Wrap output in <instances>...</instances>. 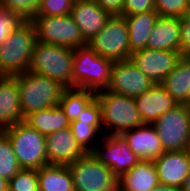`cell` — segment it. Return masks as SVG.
<instances>
[{
	"label": "cell",
	"mask_w": 190,
	"mask_h": 191,
	"mask_svg": "<svg viewBox=\"0 0 190 191\" xmlns=\"http://www.w3.org/2000/svg\"><path fill=\"white\" fill-rule=\"evenodd\" d=\"M70 15L80 28L82 38L87 44L101 31L112 16L93 0L74 1Z\"/></svg>",
	"instance_id": "2e32d148"
},
{
	"label": "cell",
	"mask_w": 190,
	"mask_h": 191,
	"mask_svg": "<svg viewBox=\"0 0 190 191\" xmlns=\"http://www.w3.org/2000/svg\"><path fill=\"white\" fill-rule=\"evenodd\" d=\"M183 54L179 51L152 50L145 48L130 55V61L140 69L153 84H161L172 72Z\"/></svg>",
	"instance_id": "4fadbf2b"
},
{
	"label": "cell",
	"mask_w": 190,
	"mask_h": 191,
	"mask_svg": "<svg viewBox=\"0 0 190 191\" xmlns=\"http://www.w3.org/2000/svg\"><path fill=\"white\" fill-rule=\"evenodd\" d=\"M26 20L21 14L0 6V46L12 31L17 29Z\"/></svg>",
	"instance_id": "f546056e"
},
{
	"label": "cell",
	"mask_w": 190,
	"mask_h": 191,
	"mask_svg": "<svg viewBox=\"0 0 190 191\" xmlns=\"http://www.w3.org/2000/svg\"><path fill=\"white\" fill-rule=\"evenodd\" d=\"M24 122L45 136L67 128L71 123L60 105L32 112L24 118Z\"/></svg>",
	"instance_id": "cb8c5ba5"
},
{
	"label": "cell",
	"mask_w": 190,
	"mask_h": 191,
	"mask_svg": "<svg viewBox=\"0 0 190 191\" xmlns=\"http://www.w3.org/2000/svg\"><path fill=\"white\" fill-rule=\"evenodd\" d=\"M188 6L190 7V0H186Z\"/></svg>",
	"instance_id": "b9f144b4"
},
{
	"label": "cell",
	"mask_w": 190,
	"mask_h": 191,
	"mask_svg": "<svg viewBox=\"0 0 190 191\" xmlns=\"http://www.w3.org/2000/svg\"><path fill=\"white\" fill-rule=\"evenodd\" d=\"M186 0H155V11L159 17L180 18L188 14Z\"/></svg>",
	"instance_id": "4dcf8cb0"
},
{
	"label": "cell",
	"mask_w": 190,
	"mask_h": 191,
	"mask_svg": "<svg viewBox=\"0 0 190 191\" xmlns=\"http://www.w3.org/2000/svg\"><path fill=\"white\" fill-rule=\"evenodd\" d=\"M155 11V0H125L121 15Z\"/></svg>",
	"instance_id": "e575fe53"
},
{
	"label": "cell",
	"mask_w": 190,
	"mask_h": 191,
	"mask_svg": "<svg viewBox=\"0 0 190 191\" xmlns=\"http://www.w3.org/2000/svg\"><path fill=\"white\" fill-rule=\"evenodd\" d=\"M91 154L108 166L113 174L120 178L132 169L141 159L128 147L121 136L102 135Z\"/></svg>",
	"instance_id": "8fae6325"
},
{
	"label": "cell",
	"mask_w": 190,
	"mask_h": 191,
	"mask_svg": "<svg viewBox=\"0 0 190 191\" xmlns=\"http://www.w3.org/2000/svg\"><path fill=\"white\" fill-rule=\"evenodd\" d=\"M74 49L36 41L27 71L48 77L72 88Z\"/></svg>",
	"instance_id": "3957f363"
},
{
	"label": "cell",
	"mask_w": 190,
	"mask_h": 191,
	"mask_svg": "<svg viewBox=\"0 0 190 191\" xmlns=\"http://www.w3.org/2000/svg\"><path fill=\"white\" fill-rule=\"evenodd\" d=\"M75 191H105L118 183L111 169L91 153L68 165Z\"/></svg>",
	"instance_id": "30bf717a"
},
{
	"label": "cell",
	"mask_w": 190,
	"mask_h": 191,
	"mask_svg": "<svg viewBox=\"0 0 190 191\" xmlns=\"http://www.w3.org/2000/svg\"><path fill=\"white\" fill-rule=\"evenodd\" d=\"M164 152L190 149V109L188 104H177L154 123Z\"/></svg>",
	"instance_id": "52a82bcc"
},
{
	"label": "cell",
	"mask_w": 190,
	"mask_h": 191,
	"mask_svg": "<svg viewBox=\"0 0 190 191\" xmlns=\"http://www.w3.org/2000/svg\"><path fill=\"white\" fill-rule=\"evenodd\" d=\"M100 8L108 11L111 15H121L125 0H93Z\"/></svg>",
	"instance_id": "8d00e7d4"
},
{
	"label": "cell",
	"mask_w": 190,
	"mask_h": 191,
	"mask_svg": "<svg viewBox=\"0 0 190 191\" xmlns=\"http://www.w3.org/2000/svg\"><path fill=\"white\" fill-rule=\"evenodd\" d=\"M95 99L100 105L103 135L121 136L144 124L134 98L102 90L95 93Z\"/></svg>",
	"instance_id": "6da1fadb"
},
{
	"label": "cell",
	"mask_w": 190,
	"mask_h": 191,
	"mask_svg": "<svg viewBox=\"0 0 190 191\" xmlns=\"http://www.w3.org/2000/svg\"><path fill=\"white\" fill-rule=\"evenodd\" d=\"M182 191H190V172L186 176L183 186L181 187Z\"/></svg>",
	"instance_id": "f35d334b"
},
{
	"label": "cell",
	"mask_w": 190,
	"mask_h": 191,
	"mask_svg": "<svg viewBox=\"0 0 190 191\" xmlns=\"http://www.w3.org/2000/svg\"><path fill=\"white\" fill-rule=\"evenodd\" d=\"M17 81L23 119L32 112L59 105L65 89L59 82L25 71L13 75Z\"/></svg>",
	"instance_id": "7a4b0ae2"
},
{
	"label": "cell",
	"mask_w": 190,
	"mask_h": 191,
	"mask_svg": "<svg viewBox=\"0 0 190 191\" xmlns=\"http://www.w3.org/2000/svg\"><path fill=\"white\" fill-rule=\"evenodd\" d=\"M122 16H124L128 28L130 52L147 48L149 35L159 18V14L156 11H148Z\"/></svg>",
	"instance_id": "7402d4cb"
},
{
	"label": "cell",
	"mask_w": 190,
	"mask_h": 191,
	"mask_svg": "<svg viewBox=\"0 0 190 191\" xmlns=\"http://www.w3.org/2000/svg\"><path fill=\"white\" fill-rule=\"evenodd\" d=\"M114 61L101 57L88 45L74 49L72 88L106 90Z\"/></svg>",
	"instance_id": "5b68a950"
},
{
	"label": "cell",
	"mask_w": 190,
	"mask_h": 191,
	"mask_svg": "<svg viewBox=\"0 0 190 191\" xmlns=\"http://www.w3.org/2000/svg\"><path fill=\"white\" fill-rule=\"evenodd\" d=\"M77 121L89 122L101 135H103V125L101 119L100 105L94 99L77 117Z\"/></svg>",
	"instance_id": "836d02e7"
},
{
	"label": "cell",
	"mask_w": 190,
	"mask_h": 191,
	"mask_svg": "<svg viewBox=\"0 0 190 191\" xmlns=\"http://www.w3.org/2000/svg\"><path fill=\"white\" fill-rule=\"evenodd\" d=\"M124 191H152L159 184L152 160H140L132 169L118 178Z\"/></svg>",
	"instance_id": "44dd1931"
},
{
	"label": "cell",
	"mask_w": 190,
	"mask_h": 191,
	"mask_svg": "<svg viewBox=\"0 0 190 191\" xmlns=\"http://www.w3.org/2000/svg\"><path fill=\"white\" fill-rule=\"evenodd\" d=\"M8 189V180L0 176V191H6Z\"/></svg>",
	"instance_id": "ab89813d"
},
{
	"label": "cell",
	"mask_w": 190,
	"mask_h": 191,
	"mask_svg": "<svg viewBox=\"0 0 190 191\" xmlns=\"http://www.w3.org/2000/svg\"><path fill=\"white\" fill-rule=\"evenodd\" d=\"M24 121L17 81L13 76L0 77V130Z\"/></svg>",
	"instance_id": "d6986e66"
},
{
	"label": "cell",
	"mask_w": 190,
	"mask_h": 191,
	"mask_svg": "<svg viewBox=\"0 0 190 191\" xmlns=\"http://www.w3.org/2000/svg\"><path fill=\"white\" fill-rule=\"evenodd\" d=\"M87 45L101 57L113 61L129 59V34L124 16L112 15Z\"/></svg>",
	"instance_id": "9c48e42d"
},
{
	"label": "cell",
	"mask_w": 190,
	"mask_h": 191,
	"mask_svg": "<svg viewBox=\"0 0 190 191\" xmlns=\"http://www.w3.org/2000/svg\"><path fill=\"white\" fill-rule=\"evenodd\" d=\"M147 48L181 52L179 18L159 17L149 35Z\"/></svg>",
	"instance_id": "ffe728a7"
},
{
	"label": "cell",
	"mask_w": 190,
	"mask_h": 191,
	"mask_svg": "<svg viewBox=\"0 0 190 191\" xmlns=\"http://www.w3.org/2000/svg\"><path fill=\"white\" fill-rule=\"evenodd\" d=\"M69 127L77 144L85 153H91L102 137L89 122L73 120Z\"/></svg>",
	"instance_id": "4316f807"
},
{
	"label": "cell",
	"mask_w": 190,
	"mask_h": 191,
	"mask_svg": "<svg viewBox=\"0 0 190 191\" xmlns=\"http://www.w3.org/2000/svg\"><path fill=\"white\" fill-rule=\"evenodd\" d=\"M39 191H75L66 165H46L38 169Z\"/></svg>",
	"instance_id": "d4e9b609"
},
{
	"label": "cell",
	"mask_w": 190,
	"mask_h": 191,
	"mask_svg": "<svg viewBox=\"0 0 190 191\" xmlns=\"http://www.w3.org/2000/svg\"><path fill=\"white\" fill-rule=\"evenodd\" d=\"M153 82L138 69L130 59L114 61L111 68L110 82L106 91L127 96L138 97L154 86Z\"/></svg>",
	"instance_id": "7c38bea8"
},
{
	"label": "cell",
	"mask_w": 190,
	"mask_h": 191,
	"mask_svg": "<svg viewBox=\"0 0 190 191\" xmlns=\"http://www.w3.org/2000/svg\"><path fill=\"white\" fill-rule=\"evenodd\" d=\"M37 41L75 49L87 45L80 28L70 14L62 16H33Z\"/></svg>",
	"instance_id": "ba28073f"
},
{
	"label": "cell",
	"mask_w": 190,
	"mask_h": 191,
	"mask_svg": "<svg viewBox=\"0 0 190 191\" xmlns=\"http://www.w3.org/2000/svg\"><path fill=\"white\" fill-rule=\"evenodd\" d=\"M95 99V92L81 88H65L60 97L59 105L70 121L76 120L78 115Z\"/></svg>",
	"instance_id": "484cf974"
},
{
	"label": "cell",
	"mask_w": 190,
	"mask_h": 191,
	"mask_svg": "<svg viewBox=\"0 0 190 191\" xmlns=\"http://www.w3.org/2000/svg\"><path fill=\"white\" fill-rule=\"evenodd\" d=\"M134 99L143 123L147 124L154 123L161 115L178 104L160 84H155Z\"/></svg>",
	"instance_id": "ac0fdd59"
},
{
	"label": "cell",
	"mask_w": 190,
	"mask_h": 191,
	"mask_svg": "<svg viewBox=\"0 0 190 191\" xmlns=\"http://www.w3.org/2000/svg\"><path fill=\"white\" fill-rule=\"evenodd\" d=\"M152 191H182V189L159 183Z\"/></svg>",
	"instance_id": "74e56055"
},
{
	"label": "cell",
	"mask_w": 190,
	"mask_h": 191,
	"mask_svg": "<svg viewBox=\"0 0 190 191\" xmlns=\"http://www.w3.org/2000/svg\"><path fill=\"white\" fill-rule=\"evenodd\" d=\"M178 104L190 102V59L185 55L160 84Z\"/></svg>",
	"instance_id": "603a6c76"
},
{
	"label": "cell",
	"mask_w": 190,
	"mask_h": 191,
	"mask_svg": "<svg viewBox=\"0 0 190 191\" xmlns=\"http://www.w3.org/2000/svg\"><path fill=\"white\" fill-rule=\"evenodd\" d=\"M40 0H1V6L30 20L36 13Z\"/></svg>",
	"instance_id": "d6a6232c"
},
{
	"label": "cell",
	"mask_w": 190,
	"mask_h": 191,
	"mask_svg": "<svg viewBox=\"0 0 190 191\" xmlns=\"http://www.w3.org/2000/svg\"><path fill=\"white\" fill-rule=\"evenodd\" d=\"M128 144L129 149L141 160H152L159 158L164 149L157 130L153 124L144 123L121 135Z\"/></svg>",
	"instance_id": "e0dca14e"
},
{
	"label": "cell",
	"mask_w": 190,
	"mask_h": 191,
	"mask_svg": "<svg viewBox=\"0 0 190 191\" xmlns=\"http://www.w3.org/2000/svg\"><path fill=\"white\" fill-rule=\"evenodd\" d=\"M10 191H39L38 170L20 169L9 181Z\"/></svg>",
	"instance_id": "f1b7e54d"
},
{
	"label": "cell",
	"mask_w": 190,
	"mask_h": 191,
	"mask_svg": "<svg viewBox=\"0 0 190 191\" xmlns=\"http://www.w3.org/2000/svg\"><path fill=\"white\" fill-rule=\"evenodd\" d=\"M154 165L160 184L181 188L190 172V149L164 152Z\"/></svg>",
	"instance_id": "9a60e30c"
},
{
	"label": "cell",
	"mask_w": 190,
	"mask_h": 191,
	"mask_svg": "<svg viewBox=\"0 0 190 191\" xmlns=\"http://www.w3.org/2000/svg\"><path fill=\"white\" fill-rule=\"evenodd\" d=\"M181 32V53L185 55L190 50V16L179 18Z\"/></svg>",
	"instance_id": "d590c367"
},
{
	"label": "cell",
	"mask_w": 190,
	"mask_h": 191,
	"mask_svg": "<svg viewBox=\"0 0 190 191\" xmlns=\"http://www.w3.org/2000/svg\"><path fill=\"white\" fill-rule=\"evenodd\" d=\"M45 146L50 165L68 166L86 154L77 144L70 127L46 135Z\"/></svg>",
	"instance_id": "5bb4252c"
},
{
	"label": "cell",
	"mask_w": 190,
	"mask_h": 191,
	"mask_svg": "<svg viewBox=\"0 0 190 191\" xmlns=\"http://www.w3.org/2000/svg\"><path fill=\"white\" fill-rule=\"evenodd\" d=\"M20 169L11 141L0 130V176L9 181Z\"/></svg>",
	"instance_id": "83f0119b"
},
{
	"label": "cell",
	"mask_w": 190,
	"mask_h": 191,
	"mask_svg": "<svg viewBox=\"0 0 190 191\" xmlns=\"http://www.w3.org/2000/svg\"><path fill=\"white\" fill-rule=\"evenodd\" d=\"M74 0H40L34 16H62L71 13Z\"/></svg>",
	"instance_id": "1f68e13d"
},
{
	"label": "cell",
	"mask_w": 190,
	"mask_h": 191,
	"mask_svg": "<svg viewBox=\"0 0 190 191\" xmlns=\"http://www.w3.org/2000/svg\"><path fill=\"white\" fill-rule=\"evenodd\" d=\"M36 41V29L31 20L13 30L0 46V74L13 76L27 71Z\"/></svg>",
	"instance_id": "277c9868"
},
{
	"label": "cell",
	"mask_w": 190,
	"mask_h": 191,
	"mask_svg": "<svg viewBox=\"0 0 190 191\" xmlns=\"http://www.w3.org/2000/svg\"><path fill=\"white\" fill-rule=\"evenodd\" d=\"M2 131L11 141L21 169L38 170L48 165L45 135L40 134L24 121L15 123Z\"/></svg>",
	"instance_id": "8992f818"
},
{
	"label": "cell",
	"mask_w": 190,
	"mask_h": 191,
	"mask_svg": "<svg viewBox=\"0 0 190 191\" xmlns=\"http://www.w3.org/2000/svg\"><path fill=\"white\" fill-rule=\"evenodd\" d=\"M105 191H124V190H123L122 186L119 183H117L112 188L105 190Z\"/></svg>",
	"instance_id": "60d3db41"
}]
</instances>
